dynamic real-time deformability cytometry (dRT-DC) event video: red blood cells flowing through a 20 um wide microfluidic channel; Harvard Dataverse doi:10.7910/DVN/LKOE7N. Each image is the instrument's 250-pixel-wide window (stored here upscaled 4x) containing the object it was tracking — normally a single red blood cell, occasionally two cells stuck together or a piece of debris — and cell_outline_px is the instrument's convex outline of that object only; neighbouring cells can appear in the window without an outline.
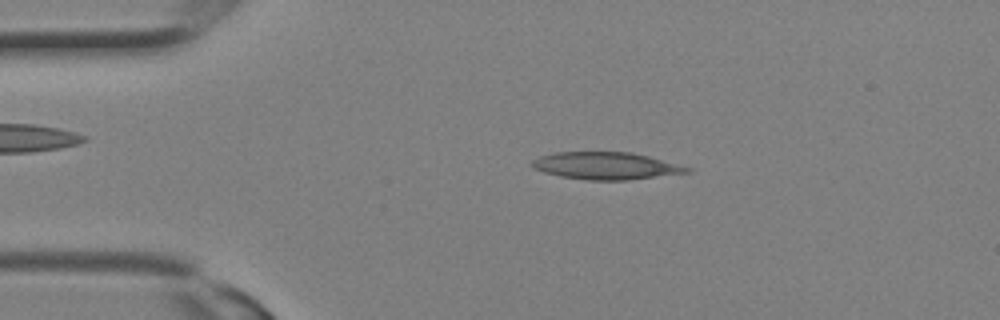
{"species": "Egyptian fruit bat (a non-hibernating species)", "species_latin": "Rousettus aegyptiacus", "temperature_condition": "room temperature", "stored_images_in_passage": 15, "camera_frame_rate_fps": 3000, "um_per_image_px": 0.085, "animal": {"sex": "female"}, "frame": {"image": 1, "passage_image": 2, "time_ms": 0.333, "image_size_px": [1000, 320], "cell_outline_px": [[692, 172], [628, 180], [588, 180], [560, 176], [544, 172], [532, 168], [528, 164], [532, 160], [540, 156], [556, 152], [632, 152], [648, 156], [692, 168]], "centroid_in_image_um": [51.48, 14.09], "position_along_channel_um": 33.5, "area_um2": 24.68}}
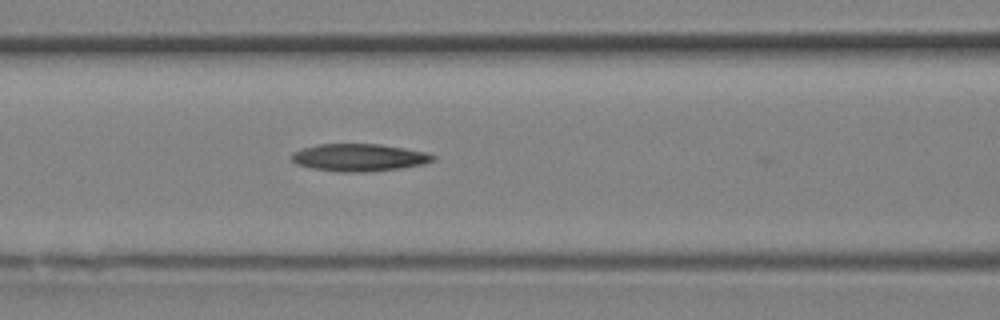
{"frame": {"image": 2, "passage_image": 8, "time_ms": 2.333, "image_size_px": [1000, 320], "cell_outline_px": [[436, 160], [424, 164], [400, 168], [364, 172], [340, 172], [312, 168], [296, 164], [292, 160], [292, 152], [316, 144], [380, 144], [428, 152], [436, 156]], "centroid_in_image_um": [30.55, 13.38], "position_along_channel_um": 136.0, "area_um2": 22.66}}
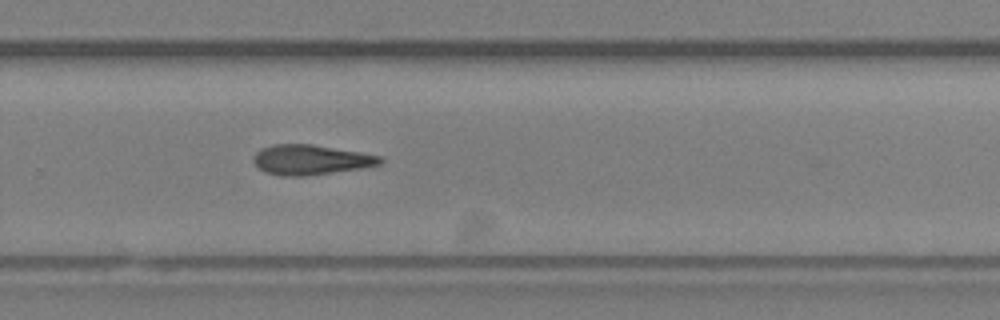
{"frame": {"image": 3, "passage_image": 15, "time_ms": 4.667, "image_size_px": [1000, 320], "cell_outline_px": [[384, 160], [380, 164], [360, 168], [304, 176], [284, 176], [264, 172], [252, 160], [252, 156], [260, 148], [272, 144], [312, 144], [380, 156]], "centroid_in_image_um": [26.34, 13.57], "position_along_channel_um": 303.5, "area_um2": 21.91}}